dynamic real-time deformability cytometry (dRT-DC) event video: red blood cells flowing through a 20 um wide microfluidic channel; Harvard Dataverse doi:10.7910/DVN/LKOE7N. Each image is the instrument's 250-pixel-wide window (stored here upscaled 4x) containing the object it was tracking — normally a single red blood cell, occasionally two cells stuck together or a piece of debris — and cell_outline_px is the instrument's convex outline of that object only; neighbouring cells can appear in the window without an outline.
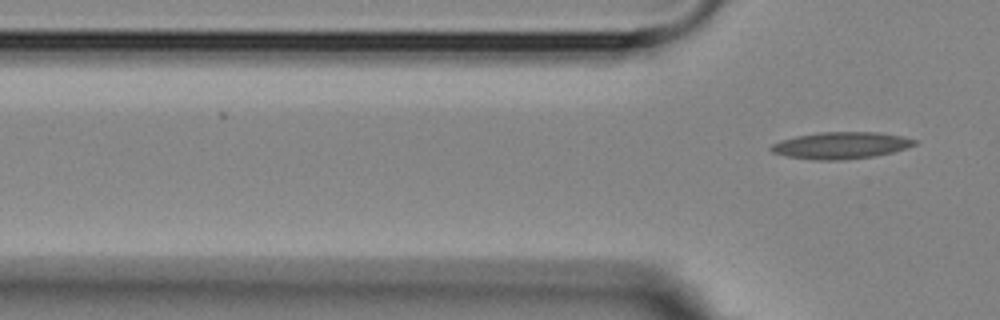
{"species": "Egyptian fruit bat (a non-hibernating species)", "species_latin": "Rousettus aegyptiacus", "temperature_condition": "room temperature", "stored_images_in_passage": 5, "segment_of_instrument_passage": [2, 2], "camera_frame_rate_fps": 3000, "um_per_image_px": 0.085, "animal": {"sex": "female"}, "frame": {"image": 1, "passage_image": 5, "time_ms": 6.667, "image_size_px": [1000, 320], "cell_outline_px": [[916, 144], [908, 148], [892, 152], [872, 156], [840, 160], [812, 160], [788, 156], [772, 152], [768, 148], [772, 144], [780, 140], [796, 136], [820, 132], [876, 132], [900, 136], [916, 140]], "centroid_in_image_um": [71.44, 12.36], "position_along_channel_um": 54.4, "area_um2": 22.25}}